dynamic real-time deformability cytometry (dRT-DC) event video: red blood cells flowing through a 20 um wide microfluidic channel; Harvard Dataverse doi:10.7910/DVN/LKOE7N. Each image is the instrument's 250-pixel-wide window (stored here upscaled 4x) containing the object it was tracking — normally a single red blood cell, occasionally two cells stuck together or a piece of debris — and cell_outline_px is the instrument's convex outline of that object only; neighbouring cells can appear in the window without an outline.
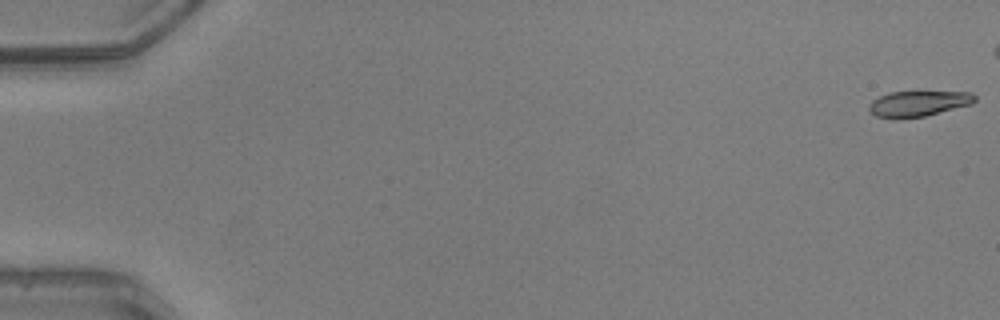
{"species": "common noctule bat (a hibernating species)", "species_latin": "Nyctalus noctula", "temperature_condition": "warm", "stored_images_in_passage": 45, "camera_frame_rate_fps": 3000, "um_per_image_px": 0.085, "animal": {"sex": "male", "body_mass_g": 20.5, "forearm_length_mm": 52.5}, "frame": {"image": 1, "passage_image": 1, "time_ms": 0.0, "image_size_px": [1000, 320], "cell_outline_px": [[976, 100], [972, 104], [924, 116], [900, 120], [896, 120], [876, 116], [868, 108], [872, 100], [888, 92], [916, 88], [972, 92], [976, 96]], "centroid_in_image_um": [78.09, 8.74], "position_along_channel_um": 6.9, "area_um2": 17.11}}
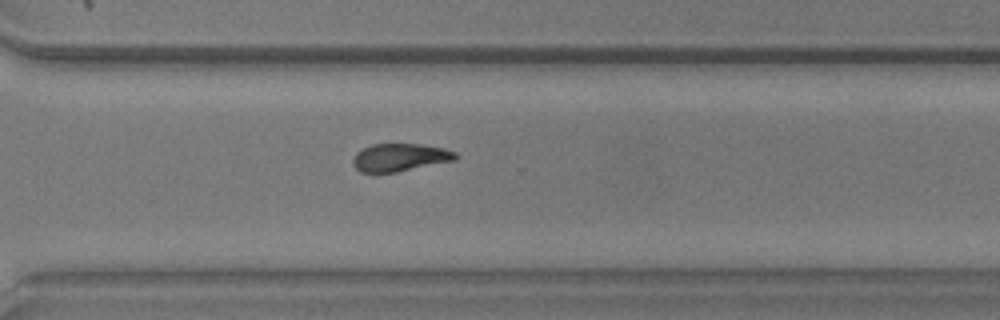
{"frame": {"image": 2, "passage_image": 37, "time_ms": 12.0, "image_size_px": [1000, 320], "cell_outline_px": [[460, 156], [456, 160], [376, 176], [372, 176], [360, 172], [352, 164], [352, 160], [356, 152], [372, 144], [420, 144], [444, 148], [456, 152]], "centroid_in_image_um": [33.95, 13.42], "position_along_channel_um": 336.7, "area_um2": 17.22}}
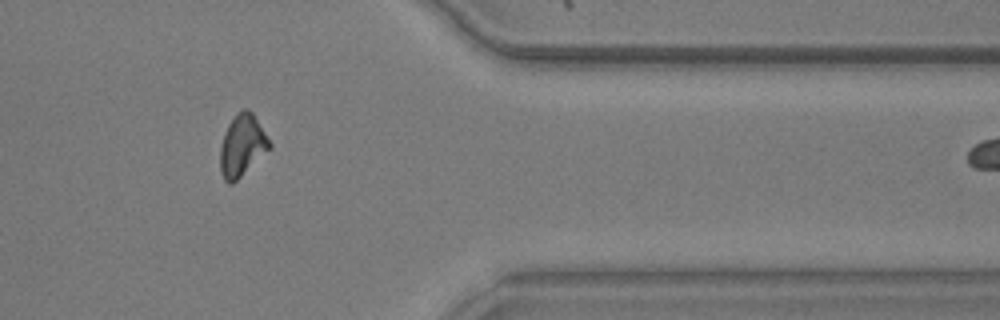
{"frame": {"image": 3, "passage_image": 42, "time_ms": 13.667, "image_size_px": [1000, 320], "cell_outline_px": [[272, 148], [232, 184], [228, 184], [224, 180], [220, 172], [220, 148], [224, 132], [228, 124], [236, 112], [244, 108], [248, 108], [252, 112], [272, 144]], "centroid_in_image_um": [20.58, 12.37], "position_along_channel_um": 390.8, "area_um2": 17.92}}